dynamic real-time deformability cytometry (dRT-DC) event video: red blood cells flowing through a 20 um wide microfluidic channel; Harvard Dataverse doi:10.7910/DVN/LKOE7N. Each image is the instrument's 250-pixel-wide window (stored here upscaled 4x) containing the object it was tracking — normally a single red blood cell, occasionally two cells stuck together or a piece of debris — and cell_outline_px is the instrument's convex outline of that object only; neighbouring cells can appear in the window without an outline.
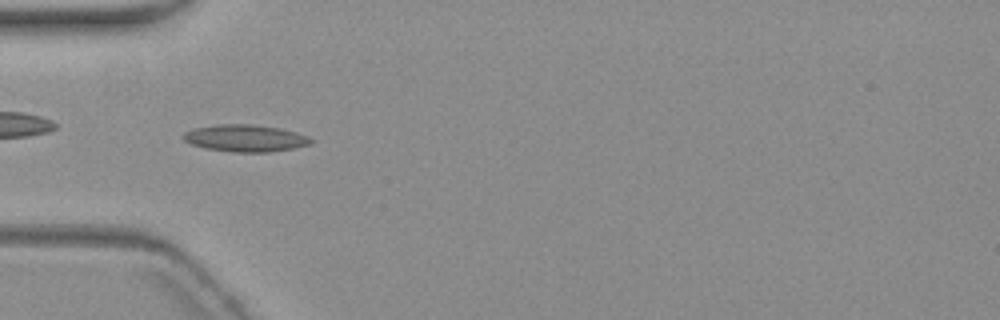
{"species": "common noctule bat (a hibernating species)", "species_latin": "Nyctalus noctula", "temperature_condition": "warm", "stored_images_in_passage": 6, "camera_frame_rate_fps": 3000, "um_per_image_px": 0.085, "animal": {"sex": "female", "body_mass_g": 19.3, "forearm_length_mm": 54.1}, "frame": {"image": 1, "passage_image": 5, "time_ms": 5.0, "image_size_px": [1000, 320], "cell_outline_px": [[316, 140], [312, 144], [292, 148], [268, 152], [232, 152], [204, 148], [192, 144], [184, 140], [180, 136], [184, 132], [192, 128], [216, 124], [252, 124], [280, 128], [296, 132], [308, 136]], "centroid_in_image_um": [20.84, 11.74], "position_along_channel_um": 64.2, "area_um2": 20.35}}